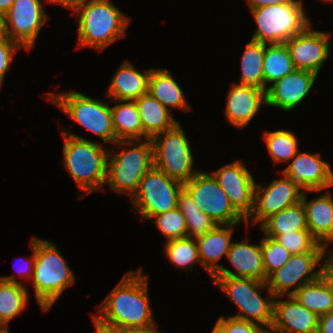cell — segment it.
Returning <instances> with one entry per match:
<instances>
[{"instance_id":"31","label":"cell","mask_w":333,"mask_h":333,"mask_svg":"<svg viewBox=\"0 0 333 333\" xmlns=\"http://www.w3.org/2000/svg\"><path fill=\"white\" fill-rule=\"evenodd\" d=\"M264 90L267 91L268 84L282 79L294 69L292 58L285 43L265 44L263 60Z\"/></svg>"},{"instance_id":"17","label":"cell","mask_w":333,"mask_h":333,"mask_svg":"<svg viewBox=\"0 0 333 333\" xmlns=\"http://www.w3.org/2000/svg\"><path fill=\"white\" fill-rule=\"evenodd\" d=\"M281 174L294 180L303 191L321 192L333 187V171L330 163L319 153L298 151Z\"/></svg>"},{"instance_id":"2","label":"cell","mask_w":333,"mask_h":333,"mask_svg":"<svg viewBox=\"0 0 333 333\" xmlns=\"http://www.w3.org/2000/svg\"><path fill=\"white\" fill-rule=\"evenodd\" d=\"M62 165L76 183L82 198L90 193L105 190L109 148L90 141L69 130H62Z\"/></svg>"},{"instance_id":"11","label":"cell","mask_w":333,"mask_h":333,"mask_svg":"<svg viewBox=\"0 0 333 333\" xmlns=\"http://www.w3.org/2000/svg\"><path fill=\"white\" fill-rule=\"evenodd\" d=\"M184 189L191 195L195 204L217 224H241L246 220L230 204L228 196L218 184L216 178L200 170L188 182Z\"/></svg>"},{"instance_id":"18","label":"cell","mask_w":333,"mask_h":333,"mask_svg":"<svg viewBox=\"0 0 333 333\" xmlns=\"http://www.w3.org/2000/svg\"><path fill=\"white\" fill-rule=\"evenodd\" d=\"M317 76L310 71L294 69L268 86L266 107L278 108L284 112L293 110L309 95Z\"/></svg>"},{"instance_id":"39","label":"cell","mask_w":333,"mask_h":333,"mask_svg":"<svg viewBox=\"0 0 333 333\" xmlns=\"http://www.w3.org/2000/svg\"><path fill=\"white\" fill-rule=\"evenodd\" d=\"M19 49L23 48L7 36L0 37V89L3 86L7 70L13 62V55Z\"/></svg>"},{"instance_id":"32","label":"cell","mask_w":333,"mask_h":333,"mask_svg":"<svg viewBox=\"0 0 333 333\" xmlns=\"http://www.w3.org/2000/svg\"><path fill=\"white\" fill-rule=\"evenodd\" d=\"M265 44L251 40L241 56V76L238 84L254 86L264 90L263 60Z\"/></svg>"},{"instance_id":"26","label":"cell","mask_w":333,"mask_h":333,"mask_svg":"<svg viewBox=\"0 0 333 333\" xmlns=\"http://www.w3.org/2000/svg\"><path fill=\"white\" fill-rule=\"evenodd\" d=\"M135 103L142 123L144 140L152 139L179 122L175 120L168 108L149 93L137 98Z\"/></svg>"},{"instance_id":"46","label":"cell","mask_w":333,"mask_h":333,"mask_svg":"<svg viewBox=\"0 0 333 333\" xmlns=\"http://www.w3.org/2000/svg\"><path fill=\"white\" fill-rule=\"evenodd\" d=\"M92 321L95 327V333H124V330L111 328L99 323L96 319L92 317Z\"/></svg>"},{"instance_id":"36","label":"cell","mask_w":333,"mask_h":333,"mask_svg":"<svg viewBox=\"0 0 333 333\" xmlns=\"http://www.w3.org/2000/svg\"><path fill=\"white\" fill-rule=\"evenodd\" d=\"M277 240L291 254H303L308 252H327V248L321 245L309 230L293 231L283 235H265Z\"/></svg>"},{"instance_id":"16","label":"cell","mask_w":333,"mask_h":333,"mask_svg":"<svg viewBox=\"0 0 333 333\" xmlns=\"http://www.w3.org/2000/svg\"><path fill=\"white\" fill-rule=\"evenodd\" d=\"M310 24L285 42L295 69L306 70L318 75L331 53V33L312 29Z\"/></svg>"},{"instance_id":"45","label":"cell","mask_w":333,"mask_h":333,"mask_svg":"<svg viewBox=\"0 0 333 333\" xmlns=\"http://www.w3.org/2000/svg\"><path fill=\"white\" fill-rule=\"evenodd\" d=\"M290 0H246L249 5V9H257L259 7L269 6V5H280L288 3Z\"/></svg>"},{"instance_id":"23","label":"cell","mask_w":333,"mask_h":333,"mask_svg":"<svg viewBox=\"0 0 333 333\" xmlns=\"http://www.w3.org/2000/svg\"><path fill=\"white\" fill-rule=\"evenodd\" d=\"M238 224H218L213 230L195 239L200 264L212 278L222 267L219 260L226 258L232 245V235Z\"/></svg>"},{"instance_id":"8","label":"cell","mask_w":333,"mask_h":333,"mask_svg":"<svg viewBox=\"0 0 333 333\" xmlns=\"http://www.w3.org/2000/svg\"><path fill=\"white\" fill-rule=\"evenodd\" d=\"M49 100L82 128L100 137L104 144L115 143L111 108L107 102L77 91L47 92Z\"/></svg>"},{"instance_id":"25","label":"cell","mask_w":333,"mask_h":333,"mask_svg":"<svg viewBox=\"0 0 333 333\" xmlns=\"http://www.w3.org/2000/svg\"><path fill=\"white\" fill-rule=\"evenodd\" d=\"M148 93L170 111L173 108L192 110L182 88L172 73L162 68H151L148 81Z\"/></svg>"},{"instance_id":"6","label":"cell","mask_w":333,"mask_h":333,"mask_svg":"<svg viewBox=\"0 0 333 333\" xmlns=\"http://www.w3.org/2000/svg\"><path fill=\"white\" fill-rule=\"evenodd\" d=\"M214 284L236 305L239 314L231 317L261 326L273 323L274 294L267 282L252 278L213 276ZM266 288L267 296L260 293Z\"/></svg>"},{"instance_id":"19","label":"cell","mask_w":333,"mask_h":333,"mask_svg":"<svg viewBox=\"0 0 333 333\" xmlns=\"http://www.w3.org/2000/svg\"><path fill=\"white\" fill-rule=\"evenodd\" d=\"M227 95L224 113L227 122L238 129L246 127L262 104H267L266 91L254 86L236 83L230 87Z\"/></svg>"},{"instance_id":"29","label":"cell","mask_w":333,"mask_h":333,"mask_svg":"<svg viewBox=\"0 0 333 333\" xmlns=\"http://www.w3.org/2000/svg\"><path fill=\"white\" fill-rule=\"evenodd\" d=\"M293 296L302 306L318 316L333 309V287L324 274L301 286Z\"/></svg>"},{"instance_id":"5","label":"cell","mask_w":333,"mask_h":333,"mask_svg":"<svg viewBox=\"0 0 333 333\" xmlns=\"http://www.w3.org/2000/svg\"><path fill=\"white\" fill-rule=\"evenodd\" d=\"M114 147L122 152L115 153L109 148L107 159L106 184L117 194H127L129 200L138 190L140 180L154 166L153 144L151 139L120 140ZM128 145L130 150H123Z\"/></svg>"},{"instance_id":"9","label":"cell","mask_w":333,"mask_h":333,"mask_svg":"<svg viewBox=\"0 0 333 333\" xmlns=\"http://www.w3.org/2000/svg\"><path fill=\"white\" fill-rule=\"evenodd\" d=\"M151 141L154 167L168 177L184 184L200 171L193 168L195 159L190 140L179 122L171 129L155 135Z\"/></svg>"},{"instance_id":"40","label":"cell","mask_w":333,"mask_h":333,"mask_svg":"<svg viewBox=\"0 0 333 333\" xmlns=\"http://www.w3.org/2000/svg\"><path fill=\"white\" fill-rule=\"evenodd\" d=\"M226 333H258L261 325L229 316L219 317L216 322Z\"/></svg>"},{"instance_id":"42","label":"cell","mask_w":333,"mask_h":333,"mask_svg":"<svg viewBox=\"0 0 333 333\" xmlns=\"http://www.w3.org/2000/svg\"><path fill=\"white\" fill-rule=\"evenodd\" d=\"M317 333H333V309L329 313L319 316Z\"/></svg>"},{"instance_id":"49","label":"cell","mask_w":333,"mask_h":333,"mask_svg":"<svg viewBox=\"0 0 333 333\" xmlns=\"http://www.w3.org/2000/svg\"><path fill=\"white\" fill-rule=\"evenodd\" d=\"M15 0H0V12L6 14Z\"/></svg>"},{"instance_id":"48","label":"cell","mask_w":333,"mask_h":333,"mask_svg":"<svg viewBox=\"0 0 333 333\" xmlns=\"http://www.w3.org/2000/svg\"><path fill=\"white\" fill-rule=\"evenodd\" d=\"M258 333H282V332L273 324H271L267 326H261L258 330Z\"/></svg>"},{"instance_id":"34","label":"cell","mask_w":333,"mask_h":333,"mask_svg":"<svg viewBox=\"0 0 333 333\" xmlns=\"http://www.w3.org/2000/svg\"><path fill=\"white\" fill-rule=\"evenodd\" d=\"M263 139L274 162H290L299 151V139L289 130L265 131Z\"/></svg>"},{"instance_id":"14","label":"cell","mask_w":333,"mask_h":333,"mask_svg":"<svg viewBox=\"0 0 333 333\" xmlns=\"http://www.w3.org/2000/svg\"><path fill=\"white\" fill-rule=\"evenodd\" d=\"M6 36L30 51L42 27L48 22V14L41 0H15L4 14Z\"/></svg>"},{"instance_id":"22","label":"cell","mask_w":333,"mask_h":333,"mask_svg":"<svg viewBox=\"0 0 333 333\" xmlns=\"http://www.w3.org/2000/svg\"><path fill=\"white\" fill-rule=\"evenodd\" d=\"M307 191L302 194L307 229L313 237L323 246L328 248L333 243V196L331 191L325 189L320 196L307 200Z\"/></svg>"},{"instance_id":"24","label":"cell","mask_w":333,"mask_h":333,"mask_svg":"<svg viewBox=\"0 0 333 333\" xmlns=\"http://www.w3.org/2000/svg\"><path fill=\"white\" fill-rule=\"evenodd\" d=\"M151 68L138 71L130 61H124L111 79L105 97L111 100L135 101L148 93Z\"/></svg>"},{"instance_id":"53","label":"cell","mask_w":333,"mask_h":333,"mask_svg":"<svg viewBox=\"0 0 333 333\" xmlns=\"http://www.w3.org/2000/svg\"><path fill=\"white\" fill-rule=\"evenodd\" d=\"M322 2L324 1V2H326V3H332L333 2V0H321Z\"/></svg>"},{"instance_id":"20","label":"cell","mask_w":333,"mask_h":333,"mask_svg":"<svg viewBox=\"0 0 333 333\" xmlns=\"http://www.w3.org/2000/svg\"><path fill=\"white\" fill-rule=\"evenodd\" d=\"M226 260L231 263L235 272L222 266L214 276L252 278L261 281H266L268 278L263 266L261 241L251 244L247 237V240L232 242Z\"/></svg>"},{"instance_id":"28","label":"cell","mask_w":333,"mask_h":333,"mask_svg":"<svg viewBox=\"0 0 333 333\" xmlns=\"http://www.w3.org/2000/svg\"><path fill=\"white\" fill-rule=\"evenodd\" d=\"M15 276H0V319L7 327L12 319L21 315L29 301L28 290Z\"/></svg>"},{"instance_id":"33","label":"cell","mask_w":333,"mask_h":333,"mask_svg":"<svg viewBox=\"0 0 333 333\" xmlns=\"http://www.w3.org/2000/svg\"><path fill=\"white\" fill-rule=\"evenodd\" d=\"M177 207L185 218L187 237L196 239L213 230L218 225L199 209L191 195L184 188L179 193Z\"/></svg>"},{"instance_id":"7","label":"cell","mask_w":333,"mask_h":333,"mask_svg":"<svg viewBox=\"0 0 333 333\" xmlns=\"http://www.w3.org/2000/svg\"><path fill=\"white\" fill-rule=\"evenodd\" d=\"M302 0H290L250 10L257 27L251 40L264 44L285 43L310 24Z\"/></svg>"},{"instance_id":"50","label":"cell","mask_w":333,"mask_h":333,"mask_svg":"<svg viewBox=\"0 0 333 333\" xmlns=\"http://www.w3.org/2000/svg\"><path fill=\"white\" fill-rule=\"evenodd\" d=\"M6 36L4 14L0 12V37Z\"/></svg>"},{"instance_id":"3","label":"cell","mask_w":333,"mask_h":333,"mask_svg":"<svg viewBox=\"0 0 333 333\" xmlns=\"http://www.w3.org/2000/svg\"><path fill=\"white\" fill-rule=\"evenodd\" d=\"M73 14L78 16V48L103 51L116 40L124 38L129 17L111 0H90Z\"/></svg>"},{"instance_id":"13","label":"cell","mask_w":333,"mask_h":333,"mask_svg":"<svg viewBox=\"0 0 333 333\" xmlns=\"http://www.w3.org/2000/svg\"><path fill=\"white\" fill-rule=\"evenodd\" d=\"M274 179L271 184L260 183L254 189V208L246 219L245 224L261 225L270 216L281 210L291 207L301 201L303 190L291 178L286 177Z\"/></svg>"},{"instance_id":"35","label":"cell","mask_w":333,"mask_h":333,"mask_svg":"<svg viewBox=\"0 0 333 333\" xmlns=\"http://www.w3.org/2000/svg\"><path fill=\"white\" fill-rule=\"evenodd\" d=\"M164 252L167 260L180 269H190L200 264L199 252L194 238L185 237L165 242Z\"/></svg>"},{"instance_id":"52","label":"cell","mask_w":333,"mask_h":333,"mask_svg":"<svg viewBox=\"0 0 333 333\" xmlns=\"http://www.w3.org/2000/svg\"><path fill=\"white\" fill-rule=\"evenodd\" d=\"M211 333H226V332L216 323Z\"/></svg>"},{"instance_id":"43","label":"cell","mask_w":333,"mask_h":333,"mask_svg":"<svg viewBox=\"0 0 333 333\" xmlns=\"http://www.w3.org/2000/svg\"><path fill=\"white\" fill-rule=\"evenodd\" d=\"M46 2L61 5L65 9H69L74 12L80 5L90 0H45Z\"/></svg>"},{"instance_id":"15","label":"cell","mask_w":333,"mask_h":333,"mask_svg":"<svg viewBox=\"0 0 333 333\" xmlns=\"http://www.w3.org/2000/svg\"><path fill=\"white\" fill-rule=\"evenodd\" d=\"M218 184L228 196L230 204L246 220L254 208L256 182L241 160L225 164L212 172Z\"/></svg>"},{"instance_id":"1","label":"cell","mask_w":333,"mask_h":333,"mask_svg":"<svg viewBox=\"0 0 333 333\" xmlns=\"http://www.w3.org/2000/svg\"><path fill=\"white\" fill-rule=\"evenodd\" d=\"M144 275L140 268L125 273L92 317L105 326L120 330L156 325L149 300V277Z\"/></svg>"},{"instance_id":"37","label":"cell","mask_w":333,"mask_h":333,"mask_svg":"<svg viewBox=\"0 0 333 333\" xmlns=\"http://www.w3.org/2000/svg\"><path fill=\"white\" fill-rule=\"evenodd\" d=\"M152 219L157 229L165 236L166 242L187 237L185 218L178 207L174 210L153 216Z\"/></svg>"},{"instance_id":"51","label":"cell","mask_w":333,"mask_h":333,"mask_svg":"<svg viewBox=\"0 0 333 333\" xmlns=\"http://www.w3.org/2000/svg\"><path fill=\"white\" fill-rule=\"evenodd\" d=\"M0 333H9V327L0 319Z\"/></svg>"},{"instance_id":"4","label":"cell","mask_w":333,"mask_h":333,"mask_svg":"<svg viewBox=\"0 0 333 333\" xmlns=\"http://www.w3.org/2000/svg\"><path fill=\"white\" fill-rule=\"evenodd\" d=\"M75 281L71 267L56 245L35 237V265L31 282L42 311L49 310Z\"/></svg>"},{"instance_id":"38","label":"cell","mask_w":333,"mask_h":333,"mask_svg":"<svg viewBox=\"0 0 333 333\" xmlns=\"http://www.w3.org/2000/svg\"><path fill=\"white\" fill-rule=\"evenodd\" d=\"M263 266L268 277L282 267L290 258L291 253L274 238L264 236L261 240Z\"/></svg>"},{"instance_id":"21","label":"cell","mask_w":333,"mask_h":333,"mask_svg":"<svg viewBox=\"0 0 333 333\" xmlns=\"http://www.w3.org/2000/svg\"><path fill=\"white\" fill-rule=\"evenodd\" d=\"M275 297L273 325L282 333H317L319 316L302 306L293 295Z\"/></svg>"},{"instance_id":"12","label":"cell","mask_w":333,"mask_h":333,"mask_svg":"<svg viewBox=\"0 0 333 333\" xmlns=\"http://www.w3.org/2000/svg\"><path fill=\"white\" fill-rule=\"evenodd\" d=\"M326 253L291 254L282 267L268 276L266 282L269 290L275 297L291 296L304 284L317 280L323 274L324 263L321 261L326 258Z\"/></svg>"},{"instance_id":"41","label":"cell","mask_w":333,"mask_h":333,"mask_svg":"<svg viewBox=\"0 0 333 333\" xmlns=\"http://www.w3.org/2000/svg\"><path fill=\"white\" fill-rule=\"evenodd\" d=\"M29 246L31 247L33 253H32V257L30 259H25V264H21V266L14 265L15 268V272H17V274L21 277V278H26V280L28 279L29 281L32 280L33 278V270H34V265H35V237H33L30 240V244ZM24 261V260H23ZM21 261V262H23ZM16 266V267H15Z\"/></svg>"},{"instance_id":"10","label":"cell","mask_w":333,"mask_h":333,"mask_svg":"<svg viewBox=\"0 0 333 333\" xmlns=\"http://www.w3.org/2000/svg\"><path fill=\"white\" fill-rule=\"evenodd\" d=\"M183 188V183L153 166L140 180L138 190L130 202L142 220H150L153 216L176 209Z\"/></svg>"},{"instance_id":"44","label":"cell","mask_w":333,"mask_h":333,"mask_svg":"<svg viewBox=\"0 0 333 333\" xmlns=\"http://www.w3.org/2000/svg\"><path fill=\"white\" fill-rule=\"evenodd\" d=\"M324 261L323 274L329 280L333 287V248L327 253Z\"/></svg>"},{"instance_id":"30","label":"cell","mask_w":333,"mask_h":333,"mask_svg":"<svg viewBox=\"0 0 333 333\" xmlns=\"http://www.w3.org/2000/svg\"><path fill=\"white\" fill-rule=\"evenodd\" d=\"M259 227L265 235H283L308 230L302 201L270 216Z\"/></svg>"},{"instance_id":"47","label":"cell","mask_w":333,"mask_h":333,"mask_svg":"<svg viewBox=\"0 0 333 333\" xmlns=\"http://www.w3.org/2000/svg\"><path fill=\"white\" fill-rule=\"evenodd\" d=\"M124 333H163L160 330L157 329V326L154 325L152 327L149 328H145V329H128V330H124Z\"/></svg>"},{"instance_id":"27","label":"cell","mask_w":333,"mask_h":333,"mask_svg":"<svg viewBox=\"0 0 333 333\" xmlns=\"http://www.w3.org/2000/svg\"><path fill=\"white\" fill-rule=\"evenodd\" d=\"M110 106L115 142L120 140H144L143 128L135 101L115 100Z\"/></svg>"}]
</instances>
